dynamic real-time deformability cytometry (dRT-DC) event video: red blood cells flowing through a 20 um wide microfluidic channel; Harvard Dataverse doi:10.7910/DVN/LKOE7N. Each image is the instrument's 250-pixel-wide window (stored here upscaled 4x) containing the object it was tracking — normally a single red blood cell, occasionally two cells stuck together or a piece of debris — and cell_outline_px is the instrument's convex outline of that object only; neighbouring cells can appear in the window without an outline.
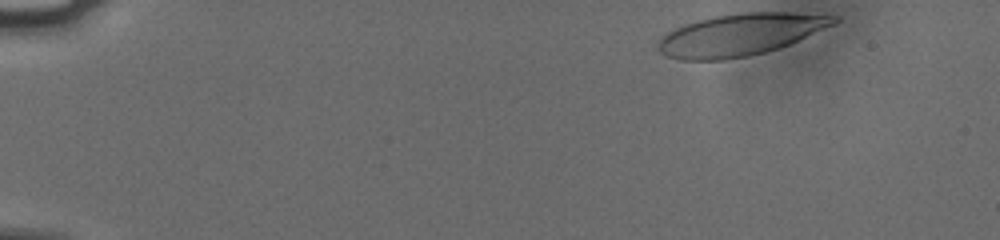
{"species": "human", "species_latin": "Homo sapiens", "temperature_condition": "cold", "stored_images_in_passage": 44, "camera_frame_rate_fps": 3000, "um_per_image_px": 0.085, "donor": {"sex": "male"}, "frame": {"image": 1, "passage_image": 1, "time_ms": 0.0, "image_size_px": [1000, 240], "cell_outline_px": [[840, 20], [832, 24], [788, 44], [764, 52], [748, 56], [724, 60], [680, 60], [668, 56], [660, 52], [656, 48], [656, 44], [668, 32], [684, 24], [696, 20], [716, 16], [740, 12], [788, 12], [840, 16]], "centroid_in_image_um": [62.87, 2.94], "position_along_channel_um": 22.1, "area_um2": 42.48}}
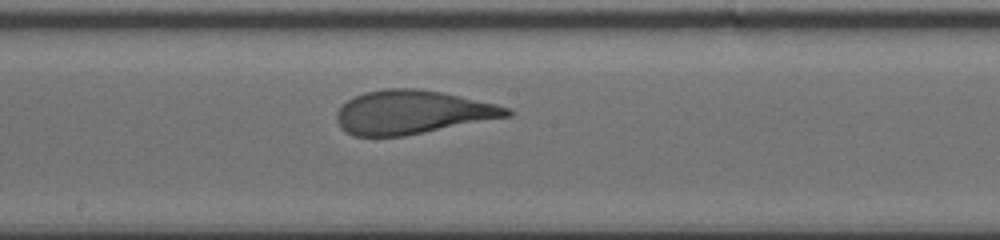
{"frame": {"image": 2, "passage_image": 26, "time_ms": 8.333, "image_size_px": [1000, 240], "cell_outline_px": [[512, 116], [404, 136], [352, 136], [340, 128], [336, 120], [336, 112], [348, 100], [364, 92], [388, 88], [416, 88], [440, 92], [496, 104], [508, 108], [512, 112]], "centroid_in_image_um": [35.02, 9.55], "position_along_channel_um": 213.2, "area_um2": 43.12}}
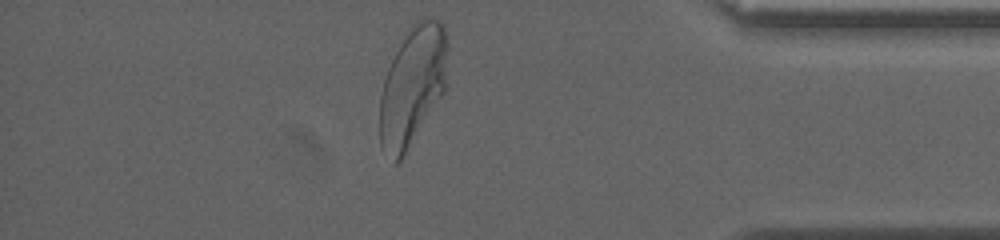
{"frame": {"image": 3, "passage_image": 43, "time_ms": 14.0, "image_size_px": [1000, 240], "cell_outline_px": [[448, 48], [444, 92], [404, 156], [396, 164], [380, 148], [380, 96], [384, 80], [388, 68], [408, 24], [424, 16], [432, 16], [440, 20], [444, 24], [448, 36]], "centroid_in_image_um": [35.08, 7.21], "position_along_channel_um": 400.1, "area_um2": 48.03}, "authors_computed_cell_mechanics": {"area_um2": 43.639, "velocity_mm_per_s": 3.7592, "shape_relaxation_time_tau1_ms": 4.428, "shape_relaxation_time_tau2_ms": null, "deformation_change_tau1": 0.2117, "deformation_change_tau2": null}}